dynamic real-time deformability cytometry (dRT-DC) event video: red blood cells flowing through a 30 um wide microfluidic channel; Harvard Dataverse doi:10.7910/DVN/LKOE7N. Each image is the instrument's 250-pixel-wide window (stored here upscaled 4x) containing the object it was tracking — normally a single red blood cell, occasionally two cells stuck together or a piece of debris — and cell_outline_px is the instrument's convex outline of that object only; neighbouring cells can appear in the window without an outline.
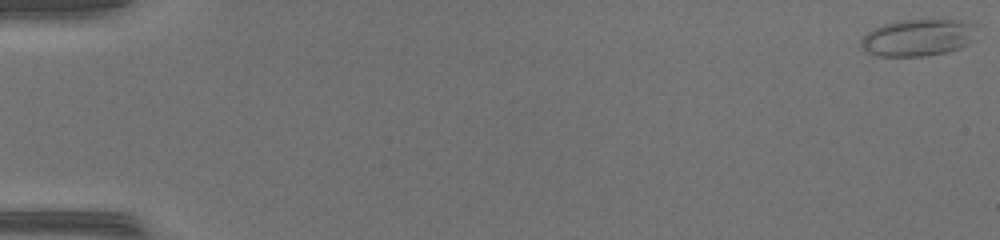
{"species": "common noctule bat (a hibernating species)", "species_latin": "Nyctalus noctula", "temperature_condition": "warm", "stored_images_in_passage": 49, "camera_frame_rate_fps": 3000, "um_per_image_px": 0.085, "animal": {"sex": "female", "body_mass_g": 17.0, "forearm_length_mm": 48.0}, "frame": {"image": 1, "passage_image": 1, "time_ms": 0.0, "image_size_px": [1000, 240], "cell_outline_px": [[976, 40], [968, 44], [944, 52], [924, 56], [880, 56], [868, 52], [860, 44], [860, 40], [872, 28], [896, 20], [960, 20], [968, 24]], "centroid_in_image_um": [77.94, 3.2], "position_along_channel_um": 7.1, "area_um2": 24.33}}
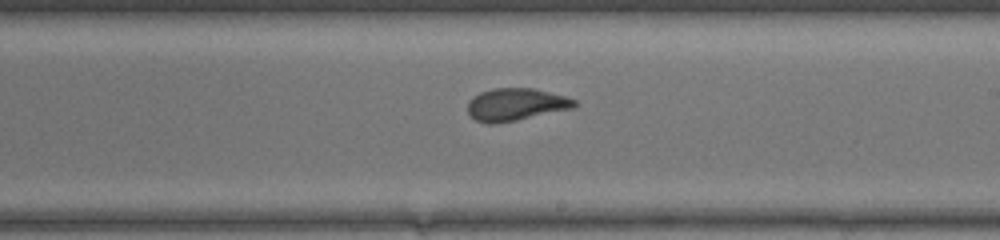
{"frame": {"image": 2, "passage_image": 30, "time_ms": 9.667, "image_size_px": [1000, 240], "cell_outline_px": [[576, 104], [572, 108], [516, 120], [492, 124], [488, 124], [476, 120], [468, 112], [468, 100], [472, 96], [480, 92], [492, 88], [532, 88], [564, 96], [576, 100]], "centroid_in_image_um": [43.79, 8.87], "position_along_channel_um": 245.2, "area_um2": 19.94}}
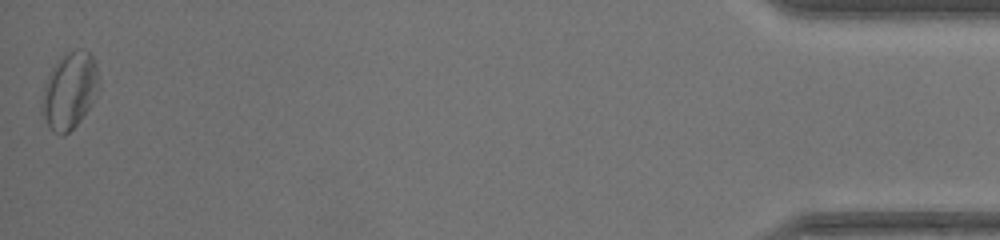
{"frame": {"image": 3, "passage_image": 49, "time_ms": 16.0, "image_size_px": [1000, 240], "cell_outline_px": [[100, 88], [92, 104], [80, 120], [64, 136], [60, 136], [52, 132], [40, 112], [44, 88], [48, 76], [52, 68], [60, 56], [68, 52], [84, 48], [92, 56], [96, 64], [100, 80]], "centroid_in_image_um": [5.93, 7.72], "position_along_channel_um": 429.3, "area_um2": 25.66}, "authors_computed_cell_mechanics": {"area_um2": 20.9236, "velocity_mm_per_s": 4.3376, "shape_relaxation_time_tau1_ms": 4.9884, "shape_relaxation_time_tau2_ms": 1.1046, "deformation_change_tau1": 0.144, "deformation_change_tau2": 0.061}}